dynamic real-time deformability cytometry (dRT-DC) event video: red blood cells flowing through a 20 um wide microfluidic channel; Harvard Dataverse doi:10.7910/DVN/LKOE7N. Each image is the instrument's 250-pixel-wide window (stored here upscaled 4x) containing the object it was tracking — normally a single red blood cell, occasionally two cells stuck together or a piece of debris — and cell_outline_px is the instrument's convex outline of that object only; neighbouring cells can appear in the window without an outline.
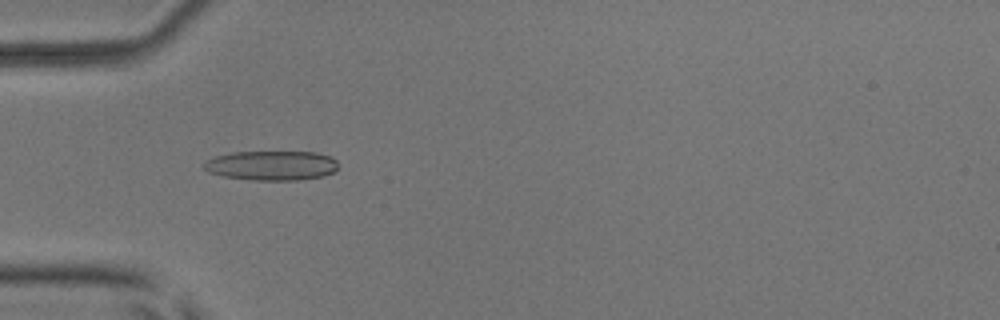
{"species": "common noctule bat (a hibernating species)", "species_latin": "Nyctalus noctula", "temperature_condition": "room temperature", "stored_images_in_passage": 47, "camera_frame_rate_fps": 3000, "um_per_image_px": 0.085, "animal": {"sex": "male", "body_mass_g": 17.9, "forearm_length_mm": 54.2}, "frame": {"image": 1, "passage_image": 11, "time_ms": 3.333, "image_size_px": [1000, 320], "cell_outline_px": [[336, 168], [332, 172], [320, 176], [280, 180], [268, 180], [228, 176], [212, 172], [208, 168], [212, 160], [220, 156], [240, 152], [312, 152], [328, 156], [336, 160]], "centroid_in_image_um": [23.23, 14.05], "position_along_channel_um": 61.8, "area_um2": 21.39}}
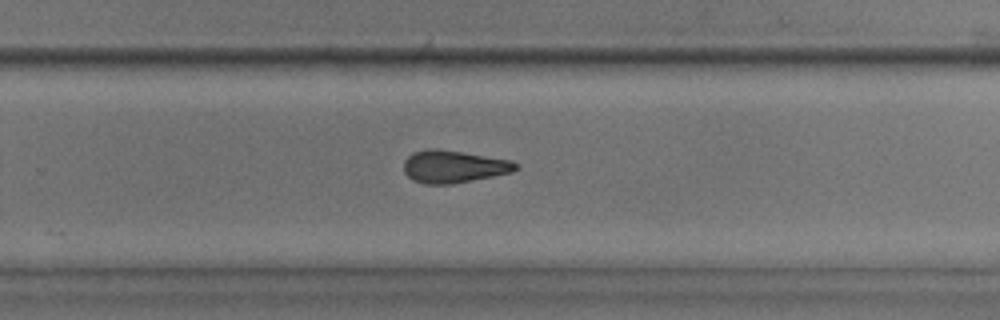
{"frame": {"image": 2, "passage_image": 29, "time_ms": 9.333, "image_size_px": [1000, 320], "cell_outline_px": [[516, 168], [508, 172], [468, 180], [444, 184], [428, 184], [416, 180], [408, 176], [404, 172], [404, 164], [408, 156], [416, 152], [460, 152], [508, 160], [516, 164]], "centroid_in_image_um": [38.52, 14.19], "position_along_channel_um": 291.3, "area_um2": 19.31}}
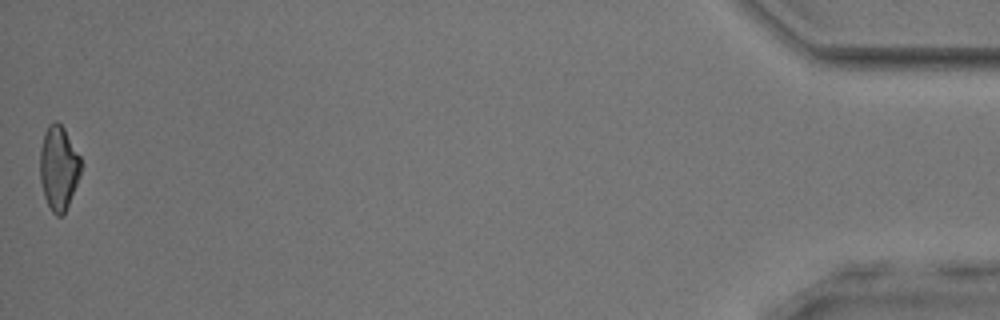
{"frame": {"image": 3, "passage_image": 47, "time_ms": 15.333, "image_size_px": [1000, 320], "cell_outline_px": [[80, 172], [76, 184], [68, 204], [64, 212], [60, 216], [56, 216], [52, 212], [44, 196], [40, 176], [40, 152], [44, 136], [48, 128], [52, 124], [60, 124], [64, 128], [80, 156]], "centroid_in_image_um": [4.98, 14.31], "position_along_channel_um": 430.2, "area_um2": 19.31}, "authors_computed_cell_mechanics": {"area_um2": 19.363, "velocity_mm_per_s": 3.8831, "shape_relaxation_time_tau1_ms": null, "shape_relaxation_time_tau2_ms": 4.6274, "deformation_change_tau1": null, "deformation_change_tau2": 0.1557}}